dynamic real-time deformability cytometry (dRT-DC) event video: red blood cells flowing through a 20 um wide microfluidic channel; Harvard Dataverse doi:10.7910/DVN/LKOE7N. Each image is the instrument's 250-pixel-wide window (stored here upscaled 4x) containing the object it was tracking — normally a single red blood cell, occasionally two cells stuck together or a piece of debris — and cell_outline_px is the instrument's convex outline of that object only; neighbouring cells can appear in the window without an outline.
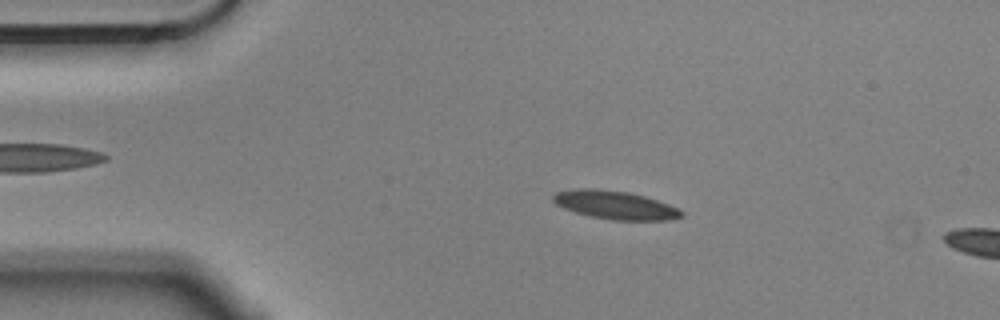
{"species": "Egyptian fruit bat (a non-hibernating species)", "species_latin": "Rousettus aegyptiacus", "temperature_condition": "cold", "stored_images_in_passage": 4, "camera_frame_rate_fps": 3000, "um_per_image_px": 0.085, "animal": {"sex": "male"}, "frame": {"image": 1, "passage_image": 2, "time_ms": 0.333, "image_size_px": [1000, 320], "cell_outline_px": [[684, 216], [668, 220], [612, 220], [592, 216], [576, 212], [564, 208], [556, 204], [552, 200], [552, 196], [556, 192], [580, 188], [592, 188], [628, 192], [644, 196], [668, 204], [684, 212]], "centroid_in_image_um": [52.28, 17.42], "position_along_channel_um": 32.7, "area_um2": 20.98}}